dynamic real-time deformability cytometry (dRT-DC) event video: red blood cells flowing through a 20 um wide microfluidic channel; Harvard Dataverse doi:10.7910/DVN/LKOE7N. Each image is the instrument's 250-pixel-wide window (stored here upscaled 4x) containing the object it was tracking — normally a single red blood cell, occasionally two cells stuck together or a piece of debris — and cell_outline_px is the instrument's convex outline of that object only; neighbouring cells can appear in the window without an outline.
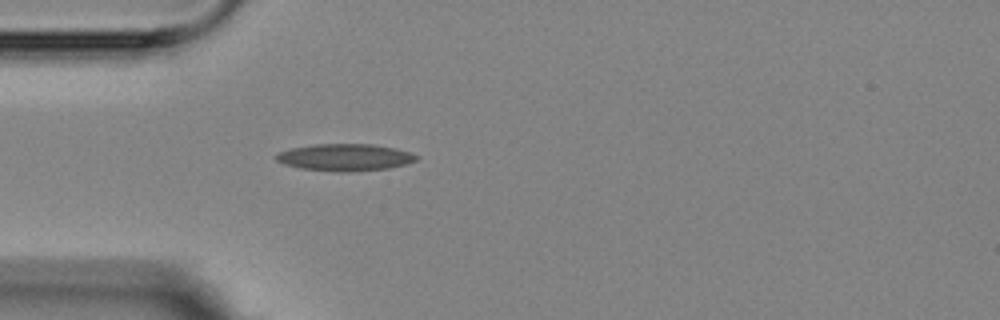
{"species": "Egyptian fruit bat (a non-hibernating species)", "species_latin": "Rousettus aegyptiacus", "temperature_condition": "room temperature", "stored_images_in_passage": 1, "camera_frame_rate_fps": 3000, "um_per_image_px": 0.085, "animal": {"sex": "female"}, "frame": {"image": 1, "passage_image": 1, "time_ms": 0.0, "image_size_px": [1000, 320], "cell_outline_px": [[420, 156], [416, 160], [404, 164], [388, 168], [348, 172], [336, 172], [300, 168], [284, 164], [276, 160], [276, 156], [280, 152], [292, 148], [316, 144], [372, 144], [392, 148], [408, 152]], "centroid_in_image_um": [29.31, 13.38], "position_along_channel_um": 55.7, "area_um2": 21.79}}